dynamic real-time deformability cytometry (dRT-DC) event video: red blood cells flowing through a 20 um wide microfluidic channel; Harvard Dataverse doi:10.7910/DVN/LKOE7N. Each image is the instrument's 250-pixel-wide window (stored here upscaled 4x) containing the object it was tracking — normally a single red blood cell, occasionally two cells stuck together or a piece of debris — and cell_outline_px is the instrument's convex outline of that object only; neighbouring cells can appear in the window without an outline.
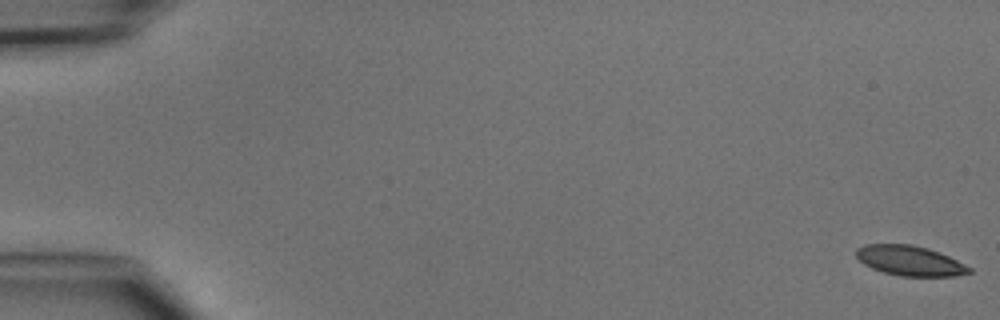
{"species": "common noctule bat (a hibernating species)", "species_latin": "Nyctalus noctula", "temperature_condition": "cold", "stored_images_in_passage": 5, "segment_of_instrument_passage": [1, 2], "camera_frame_rate_fps": 3000, "um_per_image_px": 0.085, "animal": {"sex": "male", "body_mass_g": 15.6}, "frame": {"image": 1, "passage_image": 1, "time_ms": 0.0, "image_size_px": [1000, 320], "cell_outline_px": [[972, 272], [952, 276], [900, 276], [884, 272], [872, 268], [864, 264], [856, 256], [856, 248], [864, 244], [912, 244], [928, 248], [948, 256], [972, 268]], "centroid_in_image_um": [77.32, 22.15], "position_along_channel_um": 7.7, "area_um2": 19.65}}